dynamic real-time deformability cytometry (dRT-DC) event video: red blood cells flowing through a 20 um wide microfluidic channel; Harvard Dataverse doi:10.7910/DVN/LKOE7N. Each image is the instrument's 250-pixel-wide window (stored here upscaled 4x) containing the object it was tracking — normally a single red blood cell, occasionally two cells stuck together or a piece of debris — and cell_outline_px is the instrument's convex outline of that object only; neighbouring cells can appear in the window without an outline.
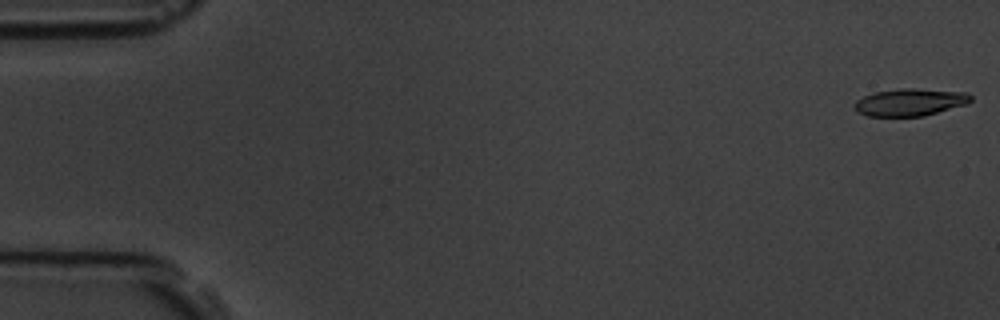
{"species": "common noctule bat (a hibernating species)", "species_latin": "Nyctalus noctula", "temperature_condition": "room temperature", "stored_images_in_passage": 5, "camera_frame_rate_fps": 3000, "um_per_image_px": 0.085, "animal": {"sex": "male", "body_mass_g": 19.5, "forearm_length_mm": 54.6}, "frame": {"image": 1, "passage_image": 1, "time_ms": 0.0, "image_size_px": [1000, 320], "cell_outline_px": [[972, 100], [968, 104], [924, 116], [868, 116], [856, 112], [852, 104], [856, 100], [872, 92], [900, 88], [912, 88], [968, 92], [972, 96]], "centroid_in_image_um": [77.35, 8.68], "position_along_channel_um": 7.7, "area_um2": 18.84}}
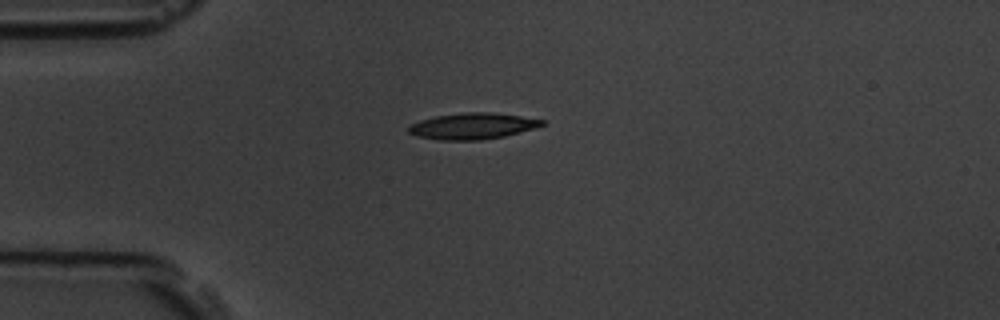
{"frame": {"image": 2, "passage_image": 5, "time_ms": 4.333, "image_size_px": [1000, 320], "cell_outline_px": [[544, 124], [536, 128], [504, 136], [480, 140], [440, 140], [416, 136], [408, 132], [408, 124], [420, 120], [436, 116], [464, 112], [492, 112], [520, 116], [544, 120]], "centroid_in_image_um": [40.13, 10.71], "position_along_channel_um": 44.9, "area_um2": 20.4}}